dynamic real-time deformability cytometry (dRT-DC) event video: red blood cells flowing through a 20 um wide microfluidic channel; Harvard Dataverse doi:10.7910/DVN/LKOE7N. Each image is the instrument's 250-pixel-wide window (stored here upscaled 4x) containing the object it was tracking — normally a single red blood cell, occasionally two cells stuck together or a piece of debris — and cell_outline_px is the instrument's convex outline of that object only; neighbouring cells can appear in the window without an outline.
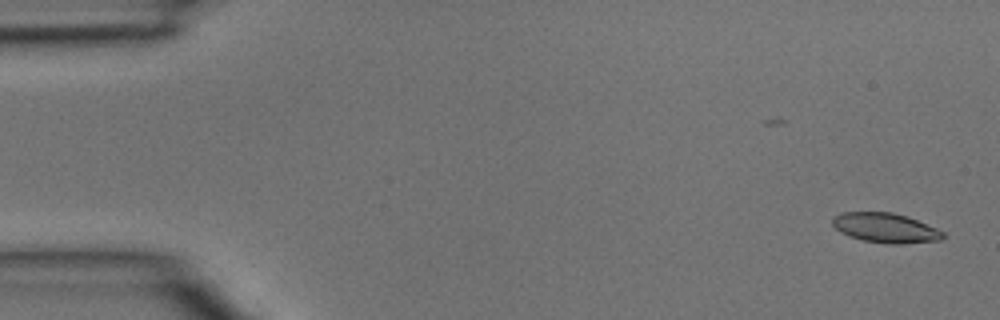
{"species": "common noctule bat (a hibernating species)", "species_latin": "Nyctalus noctula", "temperature_condition": "room temperature", "stored_images_in_passage": 4, "camera_frame_rate_fps": 3000, "um_per_image_px": 0.085, "animal": {"sex": "male", "body_mass_g": 15.6}, "frame": {"image": 1, "passage_image": 1, "time_ms": 0.0, "image_size_px": [1000, 320], "cell_outline_px": [[944, 236], [940, 240], [904, 244], [888, 244], [864, 240], [848, 236], [840, 232], [832, 224], [832, 216], [844, 212], [892, 212], [908, 216], [936, 228], [944, 232]], "centroid_in_image_um": [75.25, 19.37], "position_along_channel_um": 9.7, "area_um2": 19.19}}
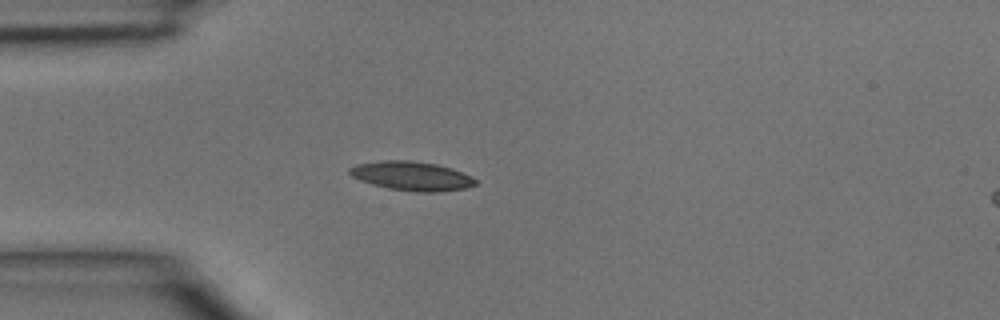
{"frame": {"image": 2, "passage_image": 4, "time_ms": 1.0, "image_size_px": [1000, 320], "cell_outline_px": [[476, 184], [464, 188], [440, 192], [416, 192], [388, 188], [372, 184], [360, 180], [352, 176], [348, 172], [348, 168], [356, 164], [380, 160], [412, 160], [436, 164], [452, 168], [472, 176], [476, 180]], "centroid_in_image_um": [34.98, 14.95], "position_along_channel_um": 50.0, "area_um2": 21.44}}